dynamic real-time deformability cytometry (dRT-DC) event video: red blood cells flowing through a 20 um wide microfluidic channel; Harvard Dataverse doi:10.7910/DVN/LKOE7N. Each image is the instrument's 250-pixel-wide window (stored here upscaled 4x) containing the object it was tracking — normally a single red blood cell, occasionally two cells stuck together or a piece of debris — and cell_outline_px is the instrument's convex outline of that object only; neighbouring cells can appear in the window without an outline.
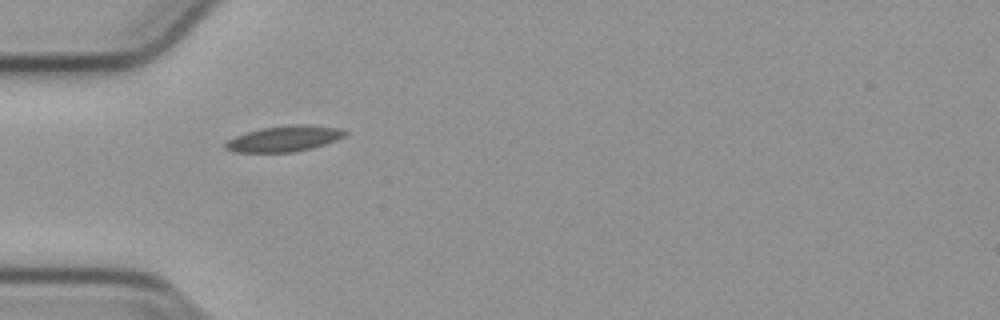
{"species": "common noctule bat (a hibernating species)", "species_latin": "Nyctalus noctula", "temperature_condition": "cold", "stored_images_in_passage": 35, "camera_frame_rate_fps": 3000, "um_per_image_px": 0.085, "animal": {"sex": "male", "body_mass_g": 23.1, "forearm_length_mm": 52.7}, "frame": {"image": 1, "passage_image": 1, "time_ms": 0.0, "image_size_px": [1000, 320], "cell_outline_px": [[348, 132], [344, 136], [336, 140], [312, 148], [292, 152], [236, 152], [224, 148], [224, 144], [228, 140], [236, 136], [260, 128], [288, 124], [308, 124], [340, 128]], "centroid_in_image_um": [24.17, 11.77], "position_along_channel_um": 60.8, "area_um2": 17.98}}
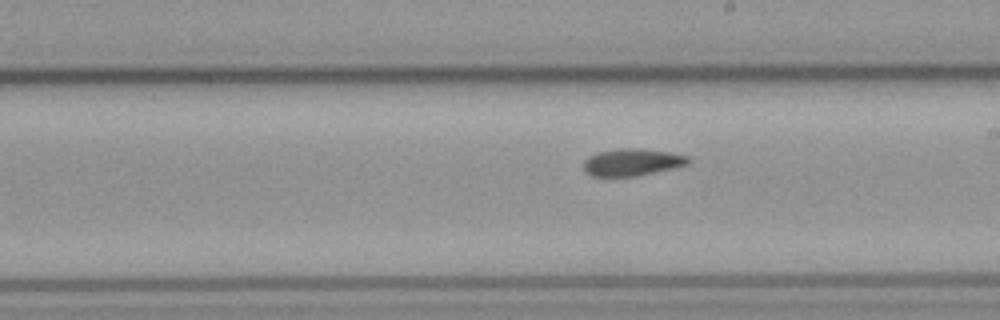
{"frame": {"image": 2, "passage_image": 15, "time_ms": 4.667, "image_size_px": [1000, 320], "cell_outline_px": [[692, 160], [688, 164], [672, 168], [636, 176], [592, 176], [584, 168], [584, 160], [588, 156], [596, 152], [620, 148], [640, 148], [668, 152], [688, 156]], "centroid_in_image_um": [53.73, 13.77], "position_along_channel_um": 235.3, "area_um2": 16.47}}
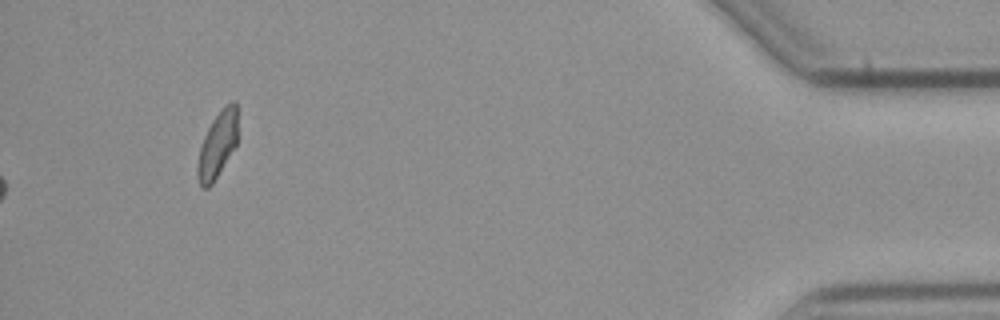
{"frame": {"image": 3, "passage_image": 35, "time_ms": 11.333, "image_size_px": [1000, 320], "cell_outline_px": [[236, 144], [212, 184], [208, 188], [200, 188], [196, 176], [196, 168], [200, 148], [204, 136], [212, 120], [224, 104], [232, 100], [236, 100]], "centroid_in_image_um": [18.45, 12.31], "position_along_channel_um": 416.8, "area_um2": 15.37}, "authors_computed_cell_mechanics": {"area_um2": 16.8198, "velocity_mm_per_s": 3.7803, "shape_relaxation_time_tau1_ms": null, "shape_relaxation_time_tau2_ms": 8.8421, "deformation_change_tau1": null, "deformation_change_tau2": 0.1188}}